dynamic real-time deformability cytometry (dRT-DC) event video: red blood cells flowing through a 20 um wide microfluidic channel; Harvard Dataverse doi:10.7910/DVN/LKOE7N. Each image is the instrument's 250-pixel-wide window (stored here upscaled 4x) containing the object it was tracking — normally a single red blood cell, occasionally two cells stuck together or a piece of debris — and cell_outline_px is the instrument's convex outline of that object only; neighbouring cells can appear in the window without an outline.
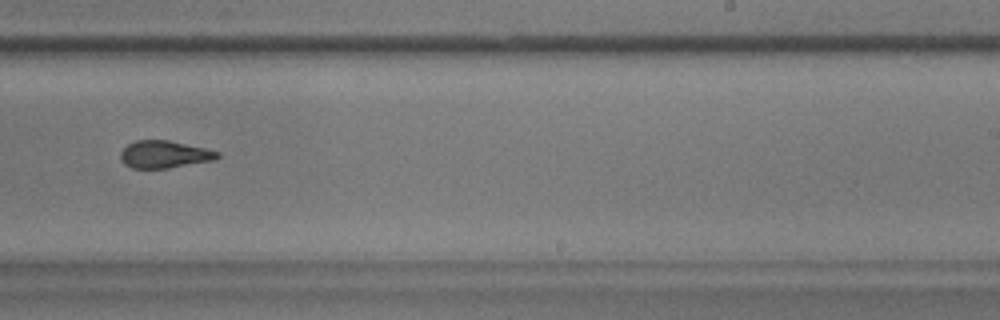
{"species": "common noctule bat (a hibernating species)", "species_latin": "Nyctalus noctula", "temperature_condition": "warm", "stored_images_in_passage": 25, "camera_frame_rate_fps": 3000, "um_per_image_px": 0.085, "animal": {"sex": "male", "body_mass_g": 17.9}, "frame": {"image": 1, "passage_image": 18, "time_ms": 5.667, "image_size_px": [1000, 320], "cell_outline_px": [[220, 156], [212, 160], [168, 168], [132, 168], [124, 164], [120, 160], [120, 152], [128, 144], [136, 140], [168, 140], [204, 148], [220, 152]], "centroid_in_image_um": [13.93, 13.12], "position_along_channel_um": 275.1, "area_um2": 15.32}}